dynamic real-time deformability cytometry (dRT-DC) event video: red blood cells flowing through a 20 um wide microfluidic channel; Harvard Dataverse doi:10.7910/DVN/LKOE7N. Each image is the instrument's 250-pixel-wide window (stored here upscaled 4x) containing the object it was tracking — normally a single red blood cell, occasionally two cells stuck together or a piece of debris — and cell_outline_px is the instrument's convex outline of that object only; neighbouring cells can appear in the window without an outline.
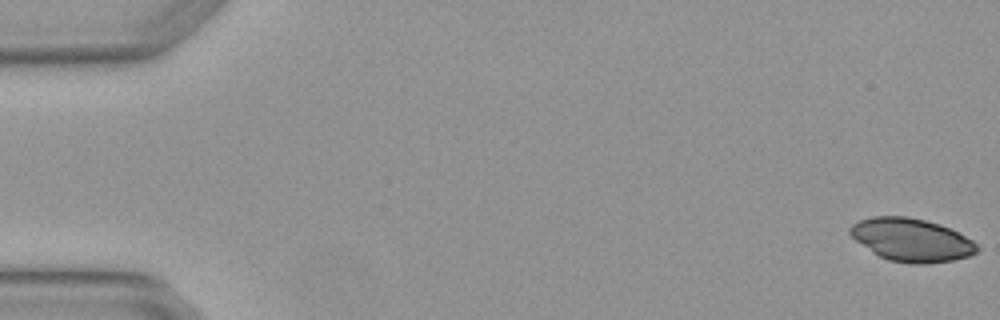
{"species": "Egyptian fruit bat (a non-hibernating species)", "species_latin": "Rousettus aegyptiacus", "temperature_condition": "warm", "stored_images_in_passage": 5, "camera_frame_rate_fps": 3000, "um_per_image_px": 0.085, "animal": {"sex": "female"}, "frame": {"image": 1, "passage_image": 1, "time_ms": 0.0, "image_size_px": [1000, 320], "cell_outline_px": [[980, 248], [976, 252], [968, 256], [952, 260], [924, 264], [916, 264], [888, 260], [872, 252], [856, 240], [848, 232], [848, 228], [852, 224], [860, 220], [872, 216], [908, 216], [940, 224], [972, 240]], "centroid_in_image_um": [77.45, 20.38], "position_along_channel_um": 7.6, "area_um2": 31.62}}